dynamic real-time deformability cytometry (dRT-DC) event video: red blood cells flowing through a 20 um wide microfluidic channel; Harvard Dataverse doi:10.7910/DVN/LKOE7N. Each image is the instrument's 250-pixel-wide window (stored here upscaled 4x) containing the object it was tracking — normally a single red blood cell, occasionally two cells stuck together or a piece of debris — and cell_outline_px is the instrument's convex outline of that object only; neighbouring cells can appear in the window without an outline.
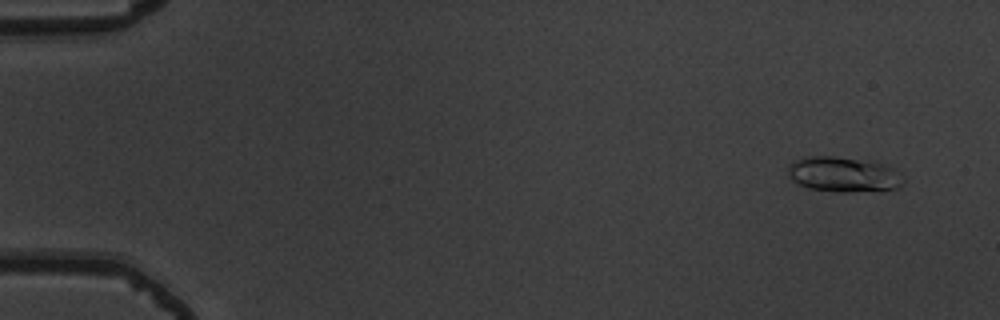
{"species": "common noctule bat (a hibernating species)", "species_latin": "Nyctalus noctula", "temperature_condition": "warm", "stored_images_in_passage": 55, "camera_frame_rate_fps": 3000, "um_per_image_px": 0.085, "animal": {"sex": "male", "body_mass_g": 19.5, "forearm_length_mm": 54.6}, "frame": {"image": 1, "passage_image": 4, "time_ms": 1.0, "image_size_px": [1000, 320], "cell_outline_px": [[904, 184], [896, 188], [880, 192], [836, 192], [808, 188], [792, 180], [788, 176], [788, 164], [796, 160], [808, 156], [836, 156], [880, 164], [892, 168], [900, 172], [904, 180]], "centroid_in_image_um": [71.71, 14.86], "position_along_channel_um": 13.3, "area_um2": 23.81}}
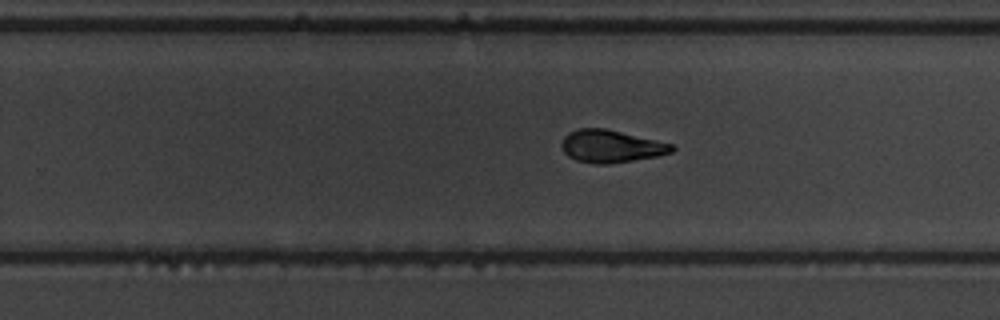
{"frame": {"image": 2, "passage_image": 36, "time_ms": 11.667, "image_size_px": [1000, 320], "cell_outline_px": [[676, 148], [672, 152], [656, 156], [608, 164], [592, 164], [576, 160], [568, 156], [564, 152], [560, 144], [564, 136], [568, 132], [576, 128], [604, 128], [676, 144]], "centroid_in_image_um": [51.93, 12.42], "position_along_channel_um": 277.9, "area_um2": 21.1}}
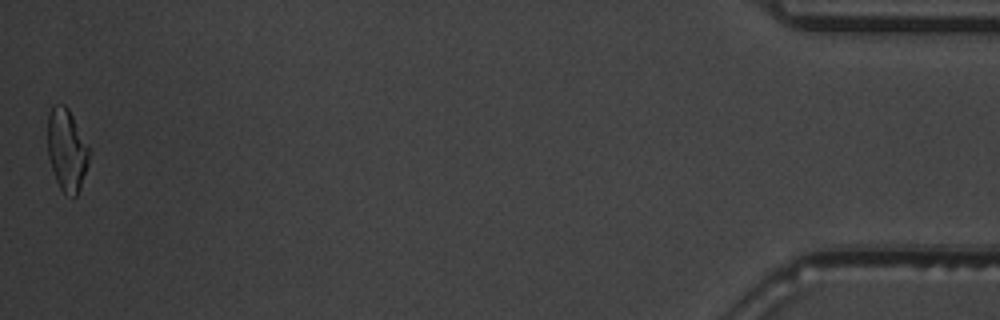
{"frame": {"image": 3, "passage_image": 55, "time_ms": 18.0, "image_size_px": [1000, 320], "cell_outline_px": [[88, 164], [80, 188], [76, 196], [72, 196], [64, 192], [60, 188], [56, 180], [48, 156], [48, 116], [52, 104], [64, 104], [68, 108], [88, 148]], "centroid_in_image_um": [5.65, 12.73], "position_along_channel_um": 429.6, "area_um2": 19.36}, "authors_computed_cell_mechanics": {"area_um2": 21.097, "velocity_mm_per_s": 3.7577, "shape_relaxation_time_tau1_ms": 6.1962, "shape_relaxation_time_tau2_ms": 2.9084, "deformation_change_tau1": 0.1963, "deformation_change_tau2": 0.1004}}